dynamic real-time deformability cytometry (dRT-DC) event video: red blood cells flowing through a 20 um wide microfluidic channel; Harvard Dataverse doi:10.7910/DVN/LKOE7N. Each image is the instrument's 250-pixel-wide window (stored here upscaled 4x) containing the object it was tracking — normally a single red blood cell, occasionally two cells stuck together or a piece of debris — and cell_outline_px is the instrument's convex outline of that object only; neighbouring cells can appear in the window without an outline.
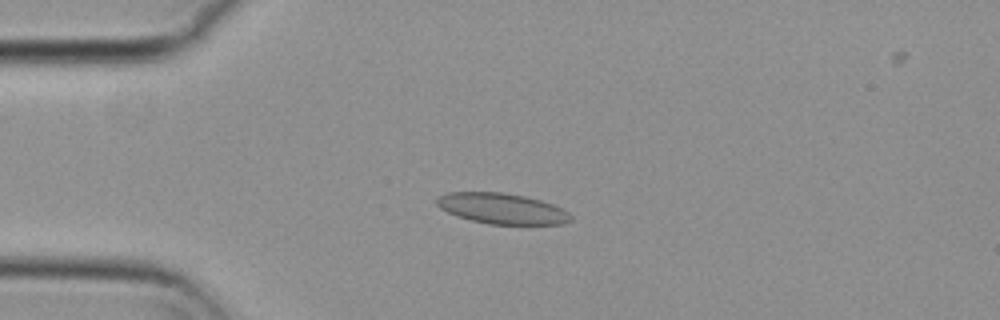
{"species": "common noctule bat (a hibernating species)", "species_latin": "Nyctalus noctula", "temperature_condition": "cold", "stored_images_in_passage": 57, "camera_frame_rate_fps": 3000, "um_per_image_px": 0.085, "animal": {"sex": "female", "body_mass_g": 29.2, "forearm_length_mm": 56.3}, "frame": {"image": 1, "passage_image": 14, "time_ms": 4.333, "image_size_px": [1000, 320], "cell_outline_px": [[572, 220], [564, 224], [488, 224], [456, 216], [440, 208], [436, 204], [436, 196], [448, 192], [504, 192], [524, 196], [540, 200], [552, 204], [568, 212], [572, 216]], "centroid_in_image_um": [42.64, 17.72], "position_along_channel_um": 42.4, "area_um2": 23.99}}
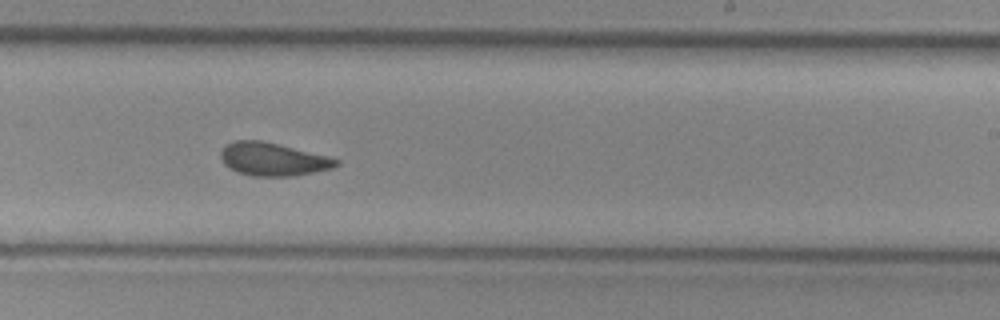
{"frame": {"image": 2, "passage_image": 34, "time_ms": 11.0, "image_size_px": [1000, 320], "cell_outline_px": [[340, 164], [332, 168], [296, 176], [252, 176], [236, 172], [228, 168], [220, 160], [220, 152], [224, 144], [236, 140], [264, 140], [328, 156], [340, 160]], "centroid_in_image_um": [23.16, 13.53], "position_along_channel_um": 265.8, "area_um2": 22.66}}
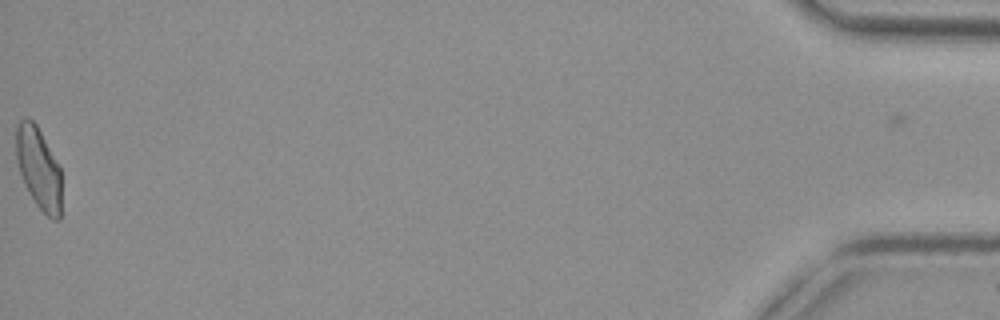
{"frame": {"image": 3, "passage_image": 56, "time_ms": 18.333, "image_size_px": [1000, 320], "cell_outline_px": [[60, 220], [52, 220], [36, 204], [28, 192], [24, 184], [16, 160], [16, 124], [20, 120], [28, 116], [36, 124], [60, 168]], "centroid_in_image_um": [3.25, 14.28], "position_along_channel_um": 431.9, "area_um2": 21.44}, "authors_computed_cell_mechanics": {"area_um2": 22.6576, "velocity_mm_per_s": 3.7155, "shape_relaxation_time_tau1_ms": null, "shape_relaxation_time_tau2_ms": 1.6122, "deformation_change_tau1": null, "deformation_change_tau2": 0.0658}}